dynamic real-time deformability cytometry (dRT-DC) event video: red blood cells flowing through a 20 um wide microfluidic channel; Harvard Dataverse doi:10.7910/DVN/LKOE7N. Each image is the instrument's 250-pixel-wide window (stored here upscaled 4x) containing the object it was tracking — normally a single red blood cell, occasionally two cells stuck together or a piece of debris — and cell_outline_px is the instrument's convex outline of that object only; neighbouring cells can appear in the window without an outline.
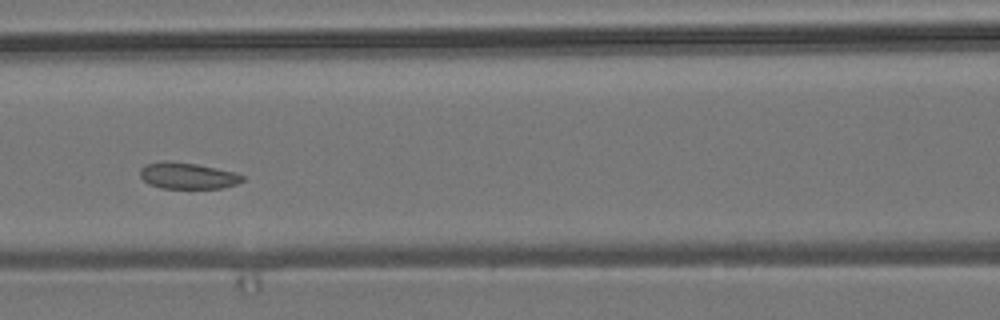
{"species": "common noctule bat (a hibernating species)", "species_latin": "Nyctalus noctula", "temperature_condition": "room temperature", "stored_images_in_passage": 11, "camera_frame_rate_fps": 3000, "um_per_image_px": 0.085, "animal": {"sex": "male", "body_mass_g": 19.2, "forearm_length_mm": 51.8}, "frame": {"image": 1, "passage_image": 4, "time_ms": 1.0, "image_size_px": [1000, 320], "cell_outline_px": [[244, 180], [236, 184], [224, 188], [160, 188], [148, 184], [140, 176], [140, 168], [144, 164], [164, 160], [168, 160], [196, 164], [236, 172], [244, 176]], "centroid_in_image_um": [15.93, 14.93], "position_along_channel_um": 150.7, "area_um2": 15.9}}
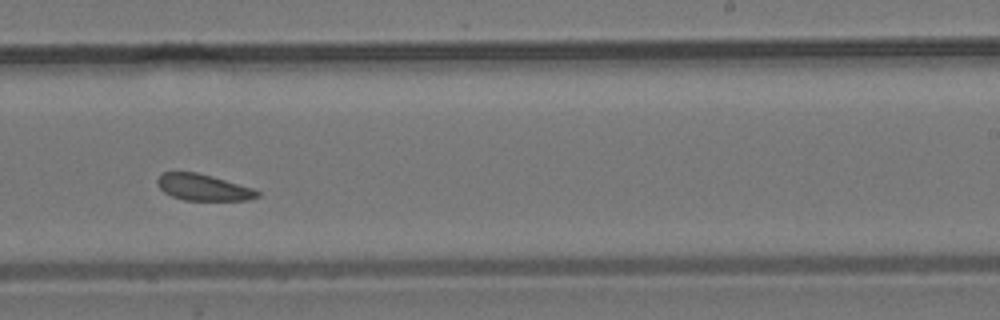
{"frame": {"image": 2, "passage_image": 7, "time_ms": 2.0, "image_size_px": [1000, 320], "cell_outline_px": [[260, 196], [248, 200], [184, 200], [172, 196], [164, 192], [156, 184], [156, 180], [164, 172], [196, 172], [212, 176], [252, 188], [260, 192]], "centroid_in_image_um": [17.27, 15.93], "position_along_channel_um": 271.7, "area_um2": 15.26}}
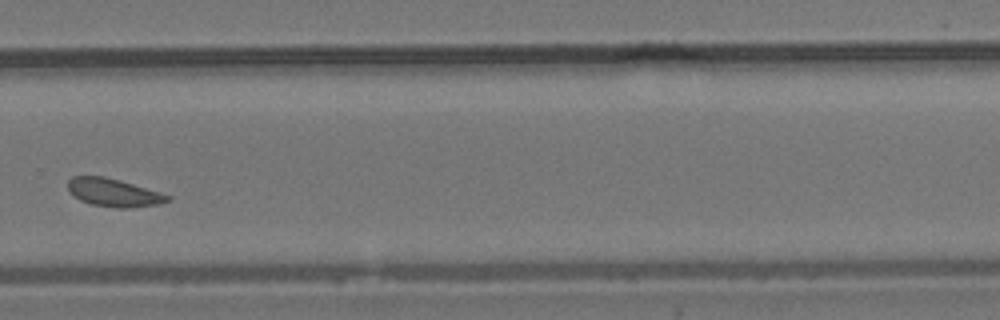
{"frame": {"image": 3, "passage_image": 8, "time_ms": 2.333, "image_size_px": [1000, 320], "cell_outline_px": [[172, 200], [160, 204], [128, 208], [116, 208], [92, 204], [80, 200], [72, 196], [68, 192], [68, 180], [72, 176], [104, 176], [120, 180], [160, 192], [172, 196]], "centroid_in_image_um": [9.66, 16.37], "position_along_channel_um": 320.1, "area_um2": 16.47}}